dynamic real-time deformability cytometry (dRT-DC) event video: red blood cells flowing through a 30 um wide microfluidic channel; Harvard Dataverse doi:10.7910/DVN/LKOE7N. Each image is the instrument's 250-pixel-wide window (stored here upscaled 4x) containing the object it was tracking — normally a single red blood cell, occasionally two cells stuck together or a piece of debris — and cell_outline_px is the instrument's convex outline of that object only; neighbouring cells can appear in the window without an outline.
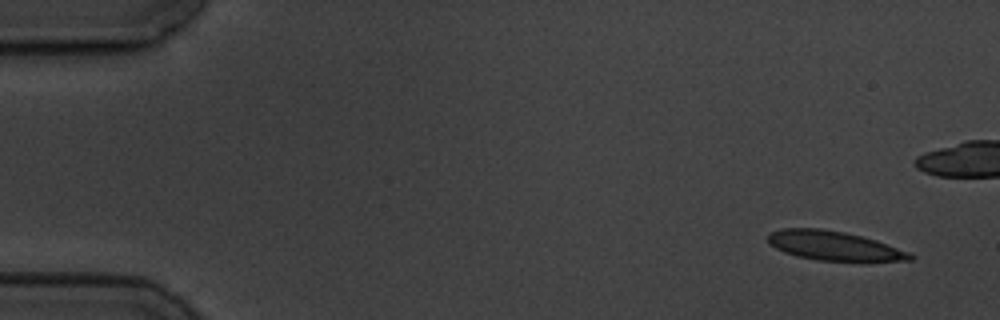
{"species": "common noctule bat (a hibernating species)", "species_latin": "Nyctalus noctula", "temperature_condition": "cold", "stored_images_in_passage": 5, "camera_frame_rate_fps": 3000, "um_per_image_px": 0.085, "animal": {"sex": "male", "body_mass_g": 19.5, "forearm_length_mm": 54.6}, "frame": {"image": 1, "passage_image": 1, "time_ms": 0.0, "image_size_px": [1000, 320], "cell_outline_px": [[916, 256], [912, 260], [868, 264], [864, 264], [816, 260], [796, 256], [784, 252], [776, 248], [768, 240], [768, 232], [780, 228], [820, 228], [844, 232], [876, 240], [908, 252]], "centroid_in_image_um": [70.98, 20.95], "position_along_channel_um": 14.0, "area_um2": 25.26}}